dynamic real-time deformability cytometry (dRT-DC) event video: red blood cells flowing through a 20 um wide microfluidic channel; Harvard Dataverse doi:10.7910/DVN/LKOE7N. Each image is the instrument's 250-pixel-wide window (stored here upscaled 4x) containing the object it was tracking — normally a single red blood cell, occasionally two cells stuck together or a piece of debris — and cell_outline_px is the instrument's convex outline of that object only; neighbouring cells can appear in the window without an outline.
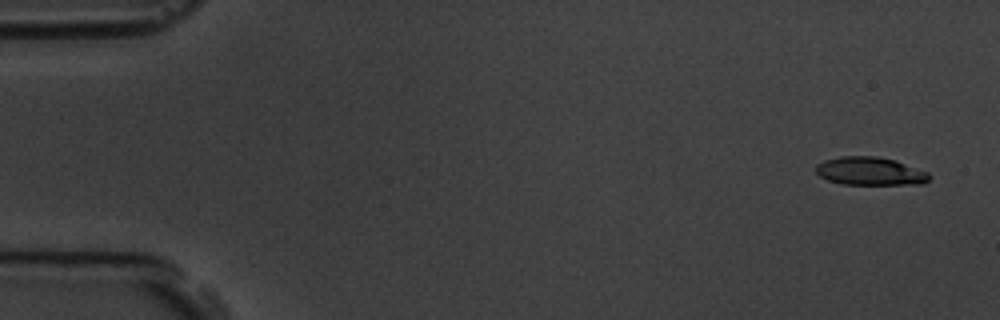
{"species": "common noctule bat (a hibernating species)", "species_latin": "Nyctalus noctula", "temperature_condition": "room temperature", "stored_images_in_passage": 5, "camera_frame_rate_fps": 3000, "um_per_image_px": 0.085, "animal": {"sex": "male", "body_mass_g": 19.5, "forearm_length_mm": 54.6}, "frame": {"image": 1, "passage_image": 1, "time_ms": 0.0, "image_size_px": [1000, 320], "cell_outline_px": [[928, 180], [924, 184], [844, 184], [828, 180], [820, 176], [816, 172], [816, 164], [824, 160], [840, 156], [876, 156], [896, 160], [928, 172]], "centroid_in_image_um": [73.94, 14.54], "position_along_channel_um": 11.1, "area_um2": 18.55}}
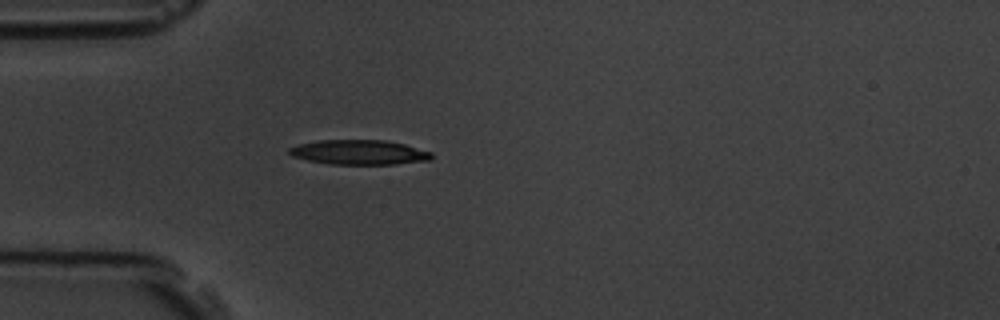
{"frame": {"image": 2, "passage_image": 5, "time_ms": 4.667, "image_size_px": [1000, 320], "cell_outline_px": [[432, 160], [396, 164], [328, 164], [308, 160], [292, 156], [288, 152], [288, 148], [300, 144], [316, 140], [384, 140], [404, 144], [432, 152]], "centroid_in_image_um": [30.53, 12.94], "position_along_channel_um": 54.5, "area_um2": 20.52}}